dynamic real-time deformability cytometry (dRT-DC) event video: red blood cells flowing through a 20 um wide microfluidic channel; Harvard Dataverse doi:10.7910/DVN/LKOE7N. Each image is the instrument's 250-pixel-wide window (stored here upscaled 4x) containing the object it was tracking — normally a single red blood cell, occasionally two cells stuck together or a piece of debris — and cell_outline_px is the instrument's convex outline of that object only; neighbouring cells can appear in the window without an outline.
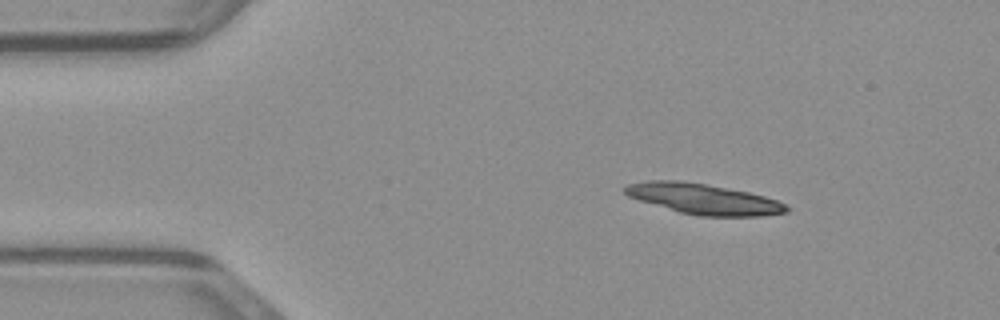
{"species": "common noctule bat (a hibernating species)", "species_latin": "Nyctalus noctula", "temperature_condition": "warm", "stored_images_in_passage": 15, "camera_frame_rate_fps": 3000, "um_per_image_px": 0.085, "animal": {"sex": "male", "body_mass_g": 23.1, "forearm_length_mm": 52.7}, "frame": {"image": 1, "passage_image": 1, "time_ms": 0.0, "image_size_px": [1000, 320], "cell_outline_px": [[792, 208], [788, 212], [760, 216], [700, 216], [680, 212], [640, 200], [628, 196], [624, 192], [624, 188], [628, 184], [648, 180], [680, 180], [704, 184], [748, 192], [764, 196], [776, 200]], "centroid_in_image_um": [59.82, 16.91], "position_along_channel_um": 25.2, "area_um2": 28.44}}
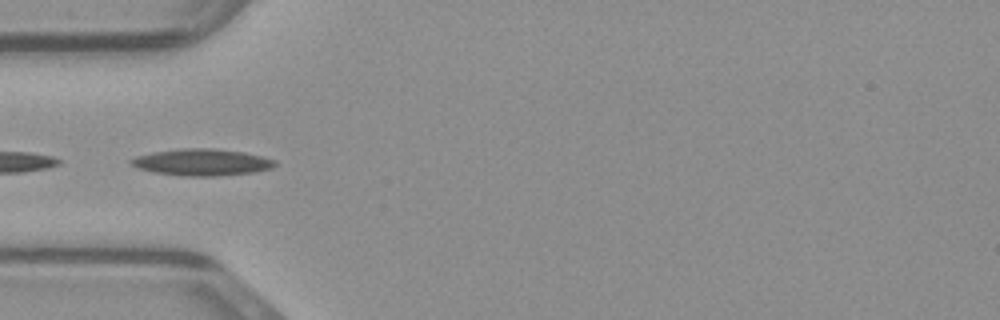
{"frame": {"image": 2, "passage_image": 9, "time_ms": 2.667, "image_size_px": [1000, 320], "cell_outline_px": [[276, 164], [272, 168], [256, 172], [216, 176], [180, 176], [152, 172], [128, 164], [128, 160], [136, 156], [152, 152], [180, 148], [212, 148], [244, 152], [264, 156], [276, 160]], "centroid_in_image_um": [17.15, 13.79], "position_along_channel_um": 67.8, "area_um2": 22.72}}